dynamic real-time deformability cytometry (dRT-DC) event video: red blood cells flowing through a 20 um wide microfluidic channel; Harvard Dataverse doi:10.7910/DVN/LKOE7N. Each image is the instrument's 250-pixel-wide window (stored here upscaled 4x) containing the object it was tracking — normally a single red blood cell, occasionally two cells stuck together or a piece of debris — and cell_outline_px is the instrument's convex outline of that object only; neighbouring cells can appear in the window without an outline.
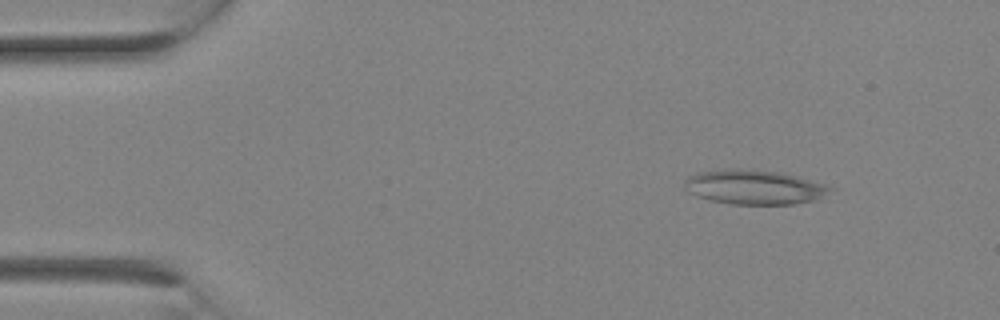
{"species": "Egyptian fruit bat (a non-hibernating species)", "species_latin": "Rousettus aegyptiacus", "temperature_condition": "room temperature", "stored_images_in_passage": 7, "camera_frame_rate_fps": 3000, "um_per_image_px": 0.085, "animal": {"sex": "female"}, "frame": {"image": 1, "passage_image": 1, "time_ms": 0.0, "image_size_px": [1000, 320], "cell_outline_px": [[836, 188], [812, 200], [792, 204], [732, 204], [712, 200], [696, 196], [688, 192], [684, 188], [684, 180], [688, 176], [700, 172], [736, 168], [740, 168], [780, 172], [796, 176], [824, 184]], "centroid_in_image_um": [64.06, 15.9], "position_along_channel_um": 20.9, "area_um2": 28.96}}
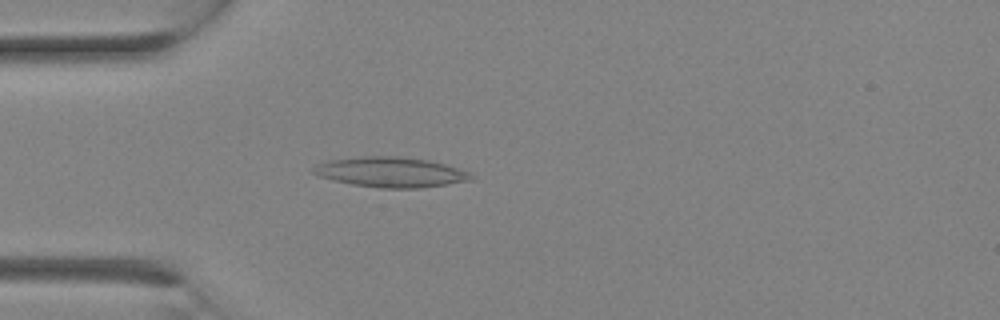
{"frame": {"image": 2, "passage_image": 5, "time_ms": 1.333, "image_size_px": [1000, 320], "cell_outline_px": [[472, 180], [448, 184], [420, 188], [380, 188], [352, 184], [320, 176], [312, 172], [312, 168], [316, 164], [332, 160], [364, 156], [396, 156], [428, 160], [444, 164], [468, 172], [472, 176]], "centroid_in_image_um": [33.21, 14.63], "position_along_channel_um": 51.8, "area_um2": 27.28}}
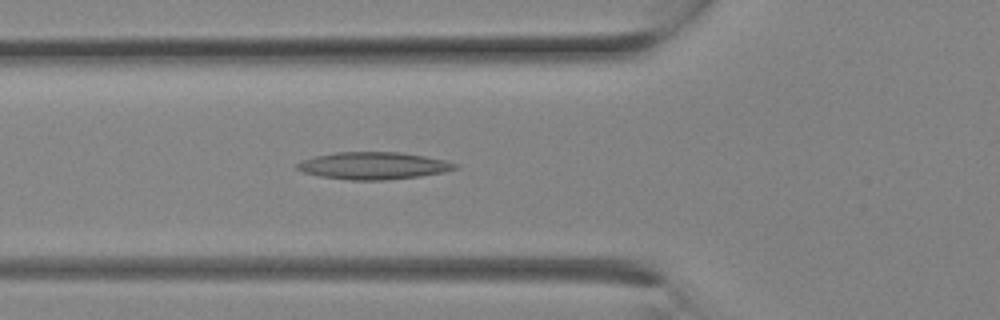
{"frame": {"image": 3, "passage_image": 7, "time_ms": 2.0, "image_size_px": [1000, 320], "cell_outline_px": [[456, 168], [444, 172], [420, 176], [384, 180], [348, 180], [320, 176], [304, 172], [296, 168], [296, 164], [304, 160], [316, 156], [336, 152], [400, 152], [424, 156], [444, 160], [456, 164]], "centroid_in_image_um": [31.73, 14.08], "position_along_channel_um": 94.1, "area_um2": 24.8}}